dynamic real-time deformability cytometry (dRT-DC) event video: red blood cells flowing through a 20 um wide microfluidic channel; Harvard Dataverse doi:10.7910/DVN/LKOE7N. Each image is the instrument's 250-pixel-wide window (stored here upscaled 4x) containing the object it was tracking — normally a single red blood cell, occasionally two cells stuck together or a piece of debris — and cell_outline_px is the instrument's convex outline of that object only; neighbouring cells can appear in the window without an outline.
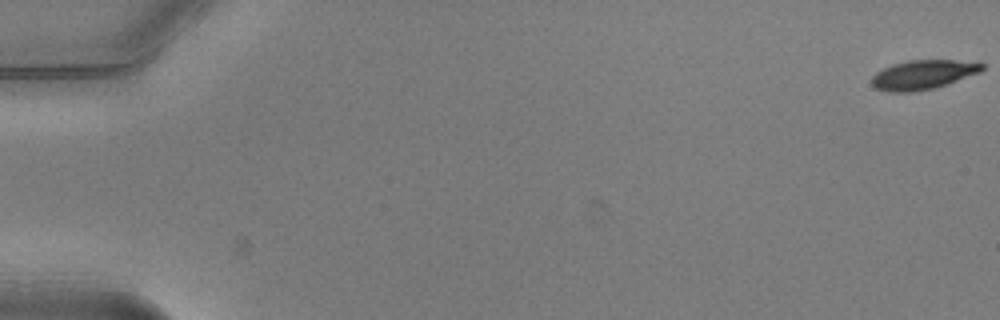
{"species": "common noctule bat (a hibernating species)", "species_latin": "Nyctalus noctula", "temperature_condition": "warm", "stored_images_in_passage": 53, "camera_frame_rate_fps": 3000, "um_per_image_px": 0.085, "animal": {"sex": "male", "body_mass_g": 20.5, "forearm_length_mm": 52.5}, "frame": {"image": 1, "passage_image": 1, "time_ms": 0.0, "image_size_px": [1000, 320], "cell_outline_px": [[984, 68], [980, 72], [932, 88], [912, 92], [888, 92], [876, 88], [872, 84], [872, 76], [876, 72], [892, 64], [908, 60], [952, 60], [984, 64]], "centroid_in_image_um": [78.4, 6.34], "position_along_channel_um": 6.6, "area_um2": 18.44}}
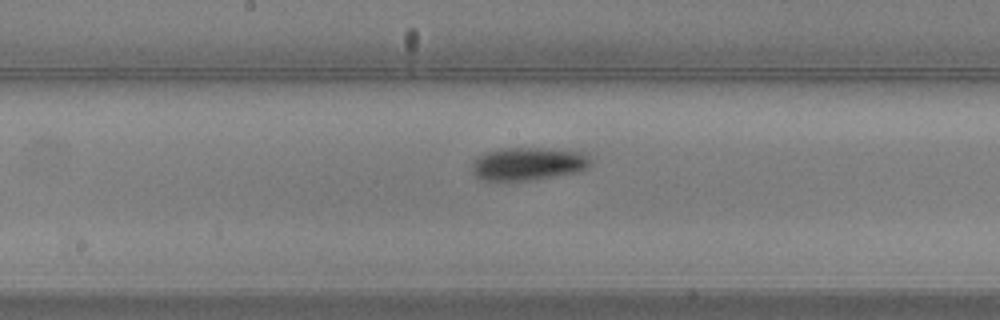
{"frame": {"image": 2, "passage_image": 29, "time_ms": 9.333, "image_size_px": [1000, 320], "cell_outline_px": [[592, 164], [588, 168], [580, 172], [532, 180], [480, 180], [472, 172], [472, 160], [484, 152], [500, 148], [548, 148], [580, 152], [588, 156], [592, 160]], "centroid_in_image_um": [44.89, 13.92], "position_along_channel_um": 203.3, "area_um2": 23.12}}
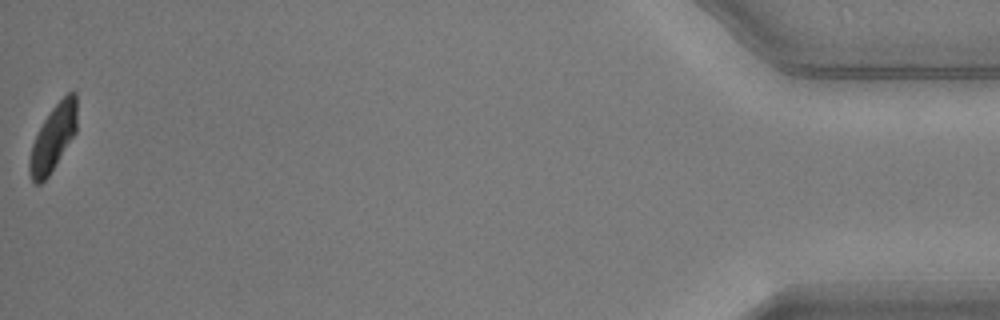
{"frame": {"image": 3, "passage_image": 53, "time_ms": 17.333, "image_size_px": [1000, 320], "cell_outline_px": [[76, 132], [48, 176], [40, 184], [36, 184], [32, 180], [28, 172], [28, 160], [32, 144], [44, 120], [52, 108], [68, 92], [76, 92]], "centroid_in_image_um": [4.5, 11.75], "position_along_channel_um": 430.7, "area_um2": 17.92}, "authors_computed_cell_mechanics": {"area_um2": 20.9814, "velocity_mm_per_s": 3.9623, "shape_relaxation_time_tau1_ms": 2.6315, "shape_relaxation_time_tau2_ms": null, "deformation_change_tau1": 0.1519, "deformation_change_tau2": null}}